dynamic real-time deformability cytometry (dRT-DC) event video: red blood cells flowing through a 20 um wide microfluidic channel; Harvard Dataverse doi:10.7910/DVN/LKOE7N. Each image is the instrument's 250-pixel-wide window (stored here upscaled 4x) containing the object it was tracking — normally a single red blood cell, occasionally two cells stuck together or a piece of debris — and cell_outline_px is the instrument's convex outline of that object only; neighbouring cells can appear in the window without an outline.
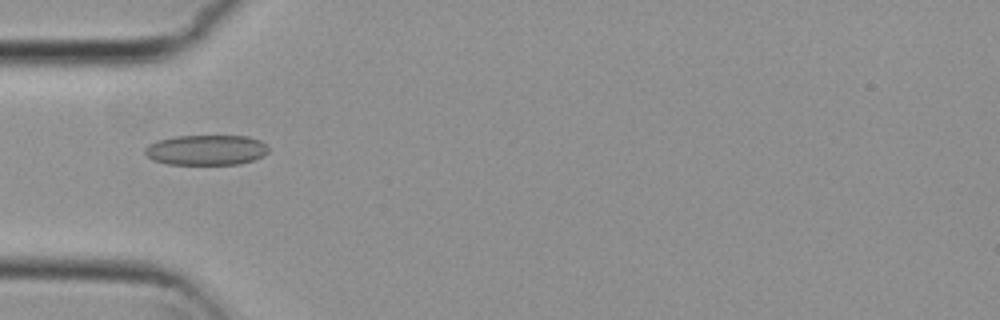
{"species": "common noctule bat (a hibernating species)", "species_latin": "Nyctalus noctula", "temperature_condition": "cold", "stored_images_in_passage": 53, "camera_frame_rate_fps": 3000, "um_per_image_px": 0.085, "animal": {"sex": "female", "body_mass_g": 29.2, "forearm_length_mm": 56.3}, "frame": {"image": 1, "passage_image": 16, "time_ms": 5.0, "image_size_px": [1000, 320], "cell_outline_px": [[268, 152], [264, 156], [240, 164], [168, 164], [152, 160], [144, 152], [144, 148], [148, 144], [156, 140], [176, 136], [248, 136], [260, 140], [268, 148]], "centroid_in_image_um": [17.51, 12.75], "position_along_channel_um": 67.5, "area_um2": 21.85}}
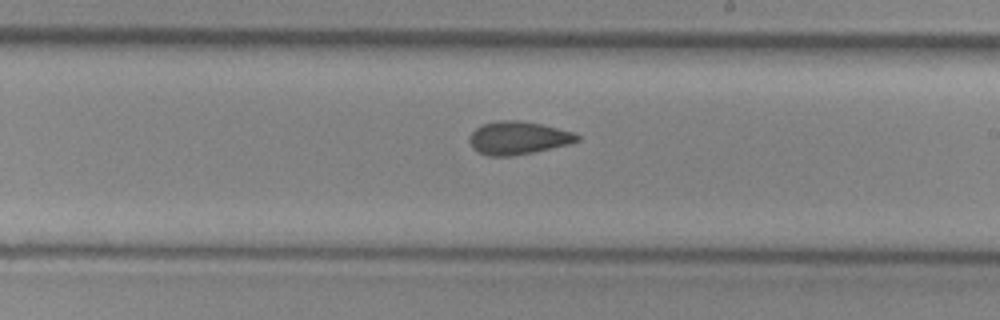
{"frame": {"image": 2, "passage_image": 30, "time_ms": 9.667, "image_size_px": [1000, 320], "cell_outline_px": [[580, 140], [572, 144], [512, 156], [488, 156], [476, 152], [472, 148], [468, 140], [468, 136], [476, 128], [484, 124], [500, 120], [520, 120], [540, 124], [572, 132], [580, 136]], "centroid_in_image_um": [44.01, 11.74], "position_along_channel_um": 245.0, "area_um2": 20.81}}
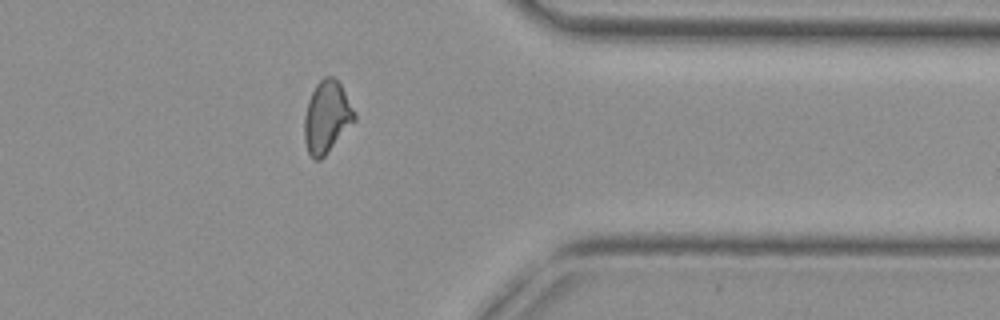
{"frame": {"image": 3, "passage_image": 42, "time_ms": 13.667, "image_size_px": [1000, 320], "cell_outline_px": [[356, 120], [324, 156], [320, 160], [312, 160], [308, 152], [304, 140], [304, 116], [308, 100], [316, 84], [324, 76], [332, 76], [340, 84], [356, 112]], "centroid_in_image_um": [27.77, 9.96], "position_along_channel_um": 383.6, "area_um2": 21.04}, "authors_computed_cell_mechanics": {"area_um2": 21.0392, "velocity_mm_per_s": 3.7997, "shape_relaxation_time_tau1_ms": 8.5148, "shape_relaxation_time_tau2_ms": 2.2545, "deformation_change_tau1": 0.1392, "deformation_change_tau2": 0.076}}